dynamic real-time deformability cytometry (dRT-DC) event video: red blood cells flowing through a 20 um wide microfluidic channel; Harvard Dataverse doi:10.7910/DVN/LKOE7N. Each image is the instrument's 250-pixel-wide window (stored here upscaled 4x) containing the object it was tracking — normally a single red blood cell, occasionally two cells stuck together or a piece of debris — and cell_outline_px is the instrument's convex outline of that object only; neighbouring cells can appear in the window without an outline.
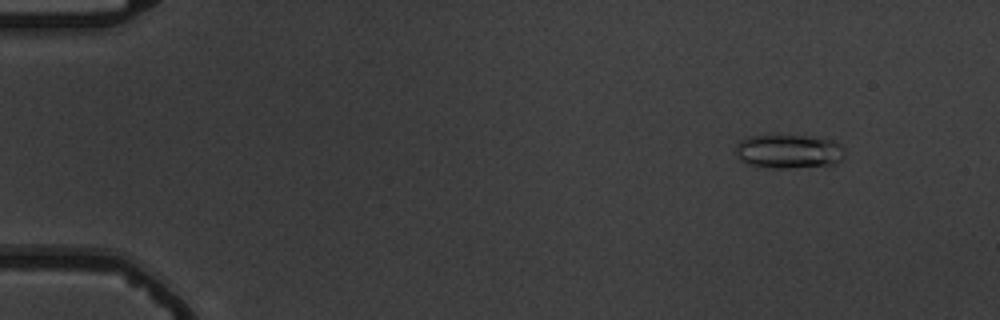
{"species": "common noctule bat (a hibernating species)", "species_latin": "Nyctalus noctula", "temperature_condition": "warm", "stored_images_in_passage": 6, "camera_frame_rate_fps": 3000, "um_per_image_px": 0.085, "animal": {"sex": "male", "body_mass_g": 19.5, "forearm_length_mm": 54.6}, "frame": {"image": 1, "passage_image": 2, "time_ms": 1.333, "image_size_px": [1000, 320], "cell_outline_px": [[844, 156], [836, 164], [788, 168], [764, 168], [748, 164], [740, 160], [736, 156], [736, 144], [740, 140], [748, 136], [812, 136], [832, 140], [840, 144], [844, 148]], "centroid_in_image_um": [67.03, 12.88], "position_along_channel_um": 18.0, "area_um2": 21.73}}
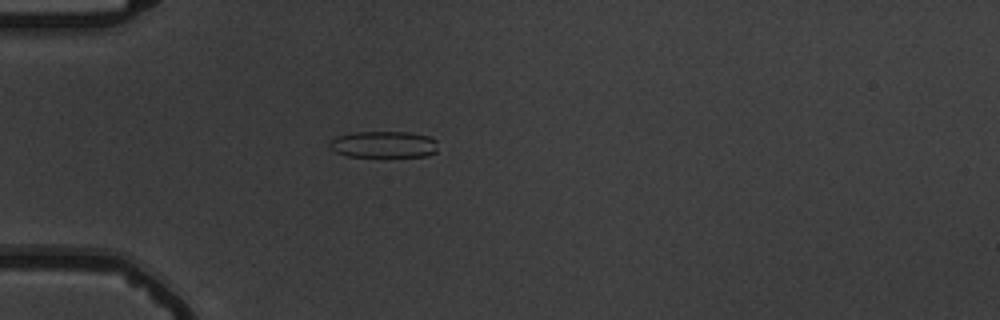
{"frame": {"image": 2, "passage_image": 5, "time_ms": 5.0, "image_size_px": [1000, 320], "cell_outline_px": [[436, 152], [428, 156], [348, 156], [336, 152], [328, 144], [336, 136], [352, 132], [408, 132], [428, 136], [436, 140]], "centroid_in_image_um": [32.62, 12.27], "position_along_channel_um": 52.4, "area_um2": 16.65}}